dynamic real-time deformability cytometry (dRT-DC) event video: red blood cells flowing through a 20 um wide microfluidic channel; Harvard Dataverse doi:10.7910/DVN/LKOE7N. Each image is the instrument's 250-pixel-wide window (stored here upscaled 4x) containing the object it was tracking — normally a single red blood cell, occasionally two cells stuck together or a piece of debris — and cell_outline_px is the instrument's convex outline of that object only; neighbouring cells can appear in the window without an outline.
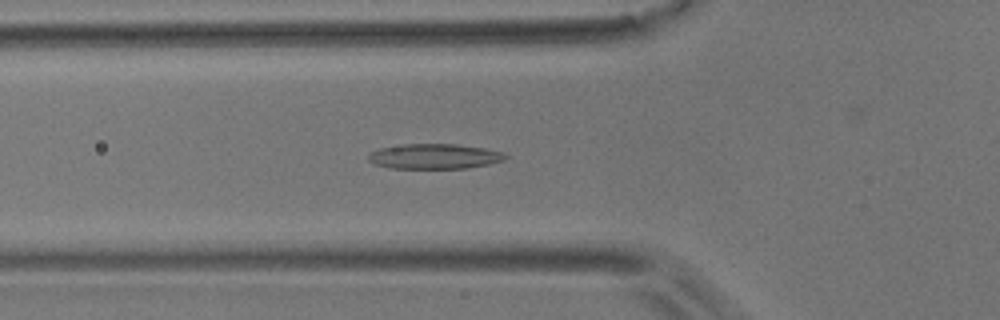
{"species": "common noctule bat (a hibernating species)", "species_latin": "Nyctalus noctula", "temperature_condition": "room temperature", "stored_images_in_passage": 53, "camera_frame_rate_fps": 3000, "um_per_image_px": 0.085, "animal": {"sex": "male", "body_mass_g": 17.9}, "frame": {"image": 1, "passage_image": 18, "time_ms": 5.667, "image_size_px": [1000, 320], "cell_outline_px": [[508, 156], [504, 160], [488, 164], [468, 168], [388, 168], [376, 164], [368, 160], [368, 152], [380, 148], [404, 144], [456, 144], [484, 148], [504, 152]], "centroid_in_image_um": [36.92, 13.29], "position_along_channel_um": 88.9, "area_um2": 20.06}}
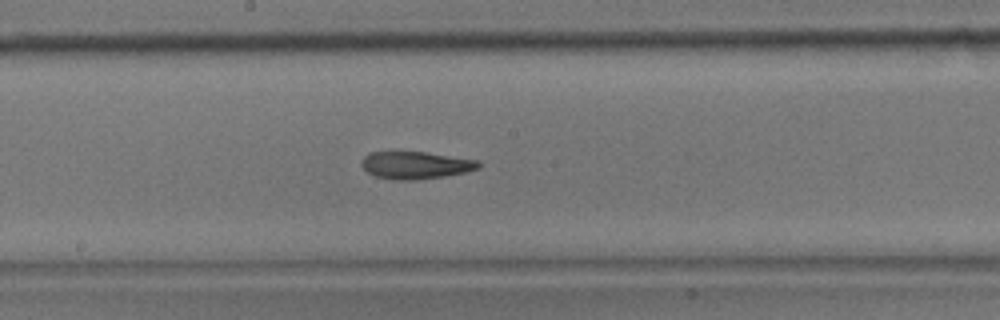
{"frame": {"image": 2, "passage_image": 28, "time_ms": 9.0, "image_size_px": [1000, 320], "cell_outline_px": [[480, 168], [468, 172], [444, 176], [416, 180], [392, 180], [376, 176], [368, 172], [360, 164], [360, 160], [368, 152], [424, 152], [480, 160]], "centroid_in_image_um": [35.34, 14.04], "position_along_channel_um": 212.9, "area_um2": 18.84}}
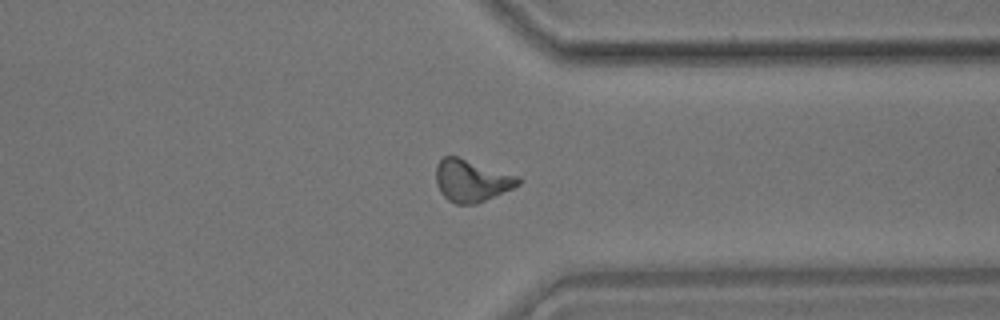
{"frame": {"image": 3, "passage_image": 41, "time_ms": 13.333, "image_size_px": [1000, 320], "cell_outline_px": [[520, 184], [512, 188], [476, 204], [456, 204], [448, 200], [440, 192], [436, 184], [436, 164], [444, 156], [456, 156], [520, 176]], "centroid_in_image_um": [40.06, 15.35], "position_along_channel_um": 371.3, "area_um2": 20.11}, "authors_computed_cell_mechanics": {"area_um2": 19.1896, "velocity_mm_per_s": 3.7097, "shape_relaxation_time_tau1_ms": null, "shape_relaxation_time_tau2_ms": 5.8224, "deformation_change_tau1": null, "deformation_change_tau2": 0.1643}}